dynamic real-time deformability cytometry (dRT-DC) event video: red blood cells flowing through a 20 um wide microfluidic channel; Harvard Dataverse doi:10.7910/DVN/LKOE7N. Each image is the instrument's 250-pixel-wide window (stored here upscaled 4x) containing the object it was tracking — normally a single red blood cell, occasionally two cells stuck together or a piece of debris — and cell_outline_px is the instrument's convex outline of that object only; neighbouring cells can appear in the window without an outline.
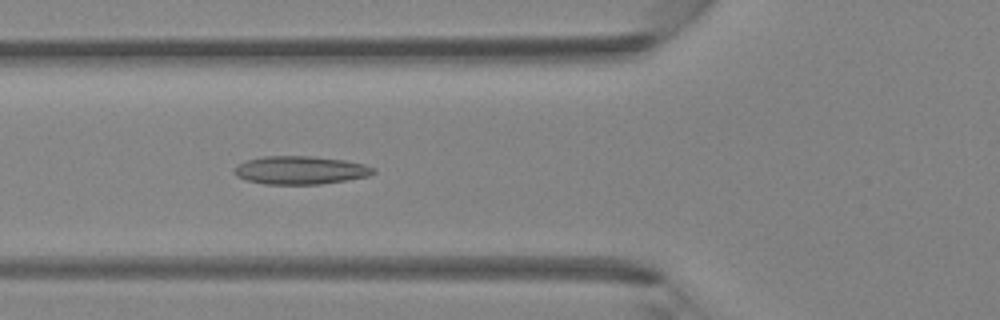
{"species": "Egyptian fruit bat (a non-hibernating species)", "species_latin": "Rousettus aegyptiacus", "temperature_condition": "room temperature", "stored_images_in_passage": 31, "camera_frame_rate_fps": 3000, "um_per_image_px": 0.085, "animal": {"sex": "female"}, "frame": {"image": 1, "passage_image": 4, "time_ms": 1.0, "image_size_px": [1000, 320], "cell_outline_px": [[376, 172], [368, 176], [348, 180], [320, 184], [264, 184], [244, 180], [236, 176], [232, 172], [240, 164], [248, 160], [264, 156], [312, 156], [344, 160], [364, 164], [376, 168]], "centroid_in_image_um": [25.55, 14.47], "position_along_channel_um": 100.3, "area_um2": 22.89}}
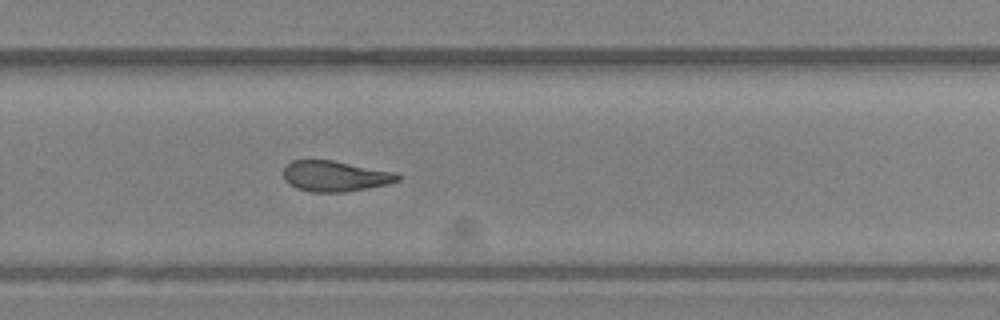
{"frame": {"image": 2, "passage_image": 17, "time_ms": 5.333, "image_size_px": [1000, 320], "cell_outline_px": [[400, 180], [388, 184], [344, 192], [312, 192], [296, 188], [288, 184], [284, 180], [284, 168], [292, 160], [332, 160], [396, 172], [400, 176]], "centroid_in_image_um": [28.48, 14.97], "position_along_channel_um": 301.3, "area_um2": 20.4}}
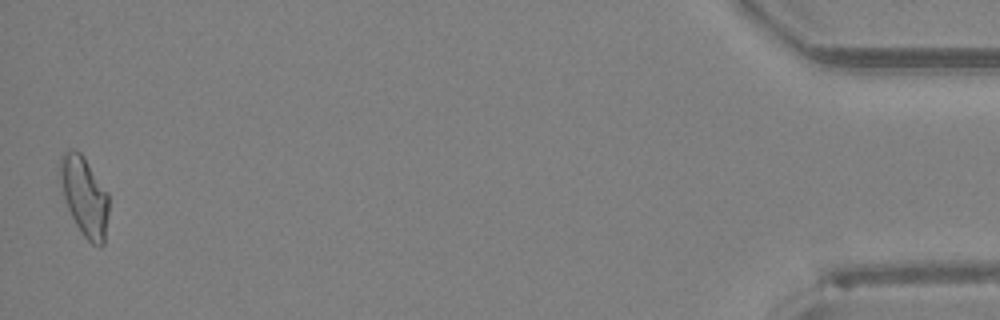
{"frame": {"image": 3, "passage_image": 31, "time_ms": 10.0, "image_size_px": [1000, 320], "cell_outline_px": [[108, 212], [104, 244], [100, 248], [92, 244], [84, 236], [76, 224], [64, 200], [60, 180], [60, 156], [64, 152], [80, 152], [84, 156], [108, 192]], "centroid_in_image_um": [7.19, 16.71], "position_along_channel_um": 428.0, "area_um2": 22.31}}